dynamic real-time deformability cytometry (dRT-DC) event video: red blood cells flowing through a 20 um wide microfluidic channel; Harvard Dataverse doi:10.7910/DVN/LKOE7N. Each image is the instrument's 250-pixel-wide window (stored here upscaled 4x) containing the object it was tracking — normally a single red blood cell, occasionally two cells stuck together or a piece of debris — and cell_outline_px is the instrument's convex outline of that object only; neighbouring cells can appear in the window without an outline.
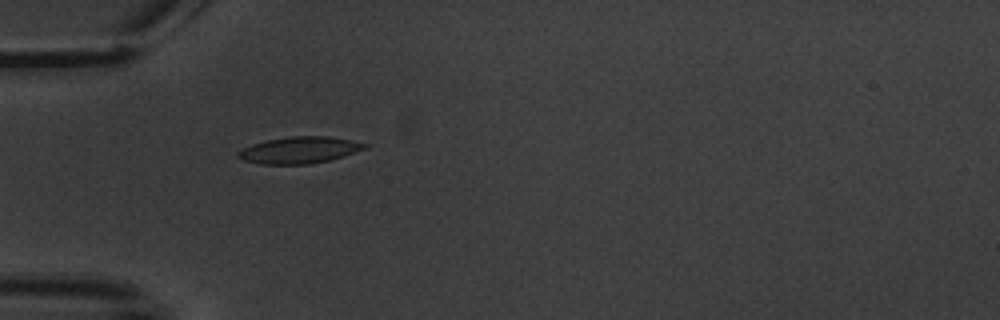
{"species": "common noctule bat (a hibernating species)", "species_latin": "Nyctalus noctula", "temperature_condition": "warm", "stored_images_in_passage": 7, "camera_frame_rate_fps": 3000, "um_per_image_px": 0.085, "animal": {"sex": "male", "body_mass_g": 20.1, "forearm_length_mm": 53.5}, "frame": {"image": 1, "passage_image": 5, "time_ms": 5.667, "image_size_px": [1000, 320], "cell_outline_px": [[368, 148], [344, 156], [328, 160], [308, 164], [260, 164], [244, 160], [236, 156], [236, 152], [252, 144], [268, 140], [292, 136], [328, 136], [352, 140], [368, 144]], "centroid_in_image_um": [25.47, 12.75], "position_along_channel_um": 59.5, "area_um2": 19.59}}
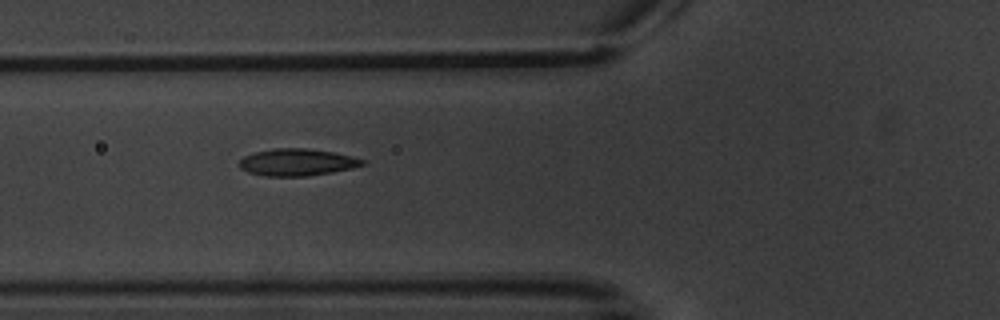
{"frame": {"image": 2, "passage_image": 6, "time_ms": 7.0, "image_size_px": [1000, 320], "cell_outline_px": [[368, 164], [352, 168], [332, 172], [308, 176], [264, 176], [248, 172], [240, 168], [240, 160], [244, 156], [256, 152], [272, 148], [308, 148], [332, 152], [352, 156], [368, 160]], "centroid_in_image_um": [25.3, 13.79], "position_along_channel_um": 100.5, "area_um2": 19.54}}
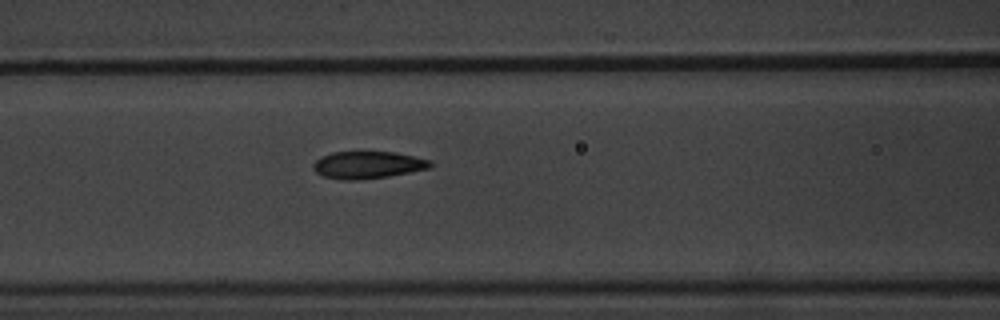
{"frame": {"image": 3, "passage_image": 7, "time_ms": 8.0, "image_size_px": [1000, 320], "cell_outline_px": [[436, 164], [432, 168], [388, 176], [360, 180], [340, 180], [324, 176], [316, 172], [312, 168], [312, 164], [320, 156], [332, 152], [396, 152], [432, 160]], "centroid_in_image_um": [31.3, 14.02], "position_along_channel_um": 135.3, "area_um2": 18.9}}